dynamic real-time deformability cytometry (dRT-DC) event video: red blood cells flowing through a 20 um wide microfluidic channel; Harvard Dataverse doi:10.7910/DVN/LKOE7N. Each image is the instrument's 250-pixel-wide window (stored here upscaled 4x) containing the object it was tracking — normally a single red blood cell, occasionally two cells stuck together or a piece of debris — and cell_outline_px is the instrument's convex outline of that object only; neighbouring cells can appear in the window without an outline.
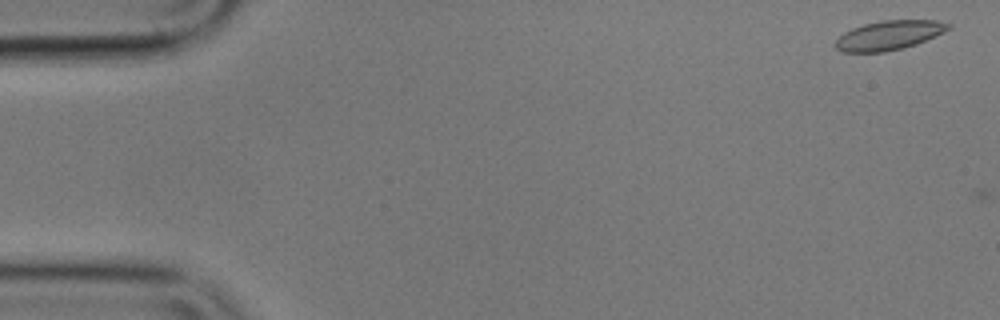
{"species": "common noctule bat (a hibernating species)", "species_latin": "Nyctalus noctula", "temperature_condition": "cold", "stored_images_in_passage": 3, "camera_frame_rate_fps": 3000, "um_per_image_px": 0.085, "animal": {"sex": "male", "body_mass_g": 17.9}, "frame": {"image": 1, "passage_image": 2, "time_ms": 0.333, "image_size_px": [1000, 320], "cell_outline_px": [[952, 28], [944, 32], [916, 44], [904, 48], [884, 52], [844, 52], [836, 48], [836, 40], [844, 32], [852, 28], [864, 24], [880, 20], [936, 20], [952, 24]], "centroid_in_image_um": [75.59, 2.99], "position_along_channel_um": 9.4, "area_um2": 19.31}}